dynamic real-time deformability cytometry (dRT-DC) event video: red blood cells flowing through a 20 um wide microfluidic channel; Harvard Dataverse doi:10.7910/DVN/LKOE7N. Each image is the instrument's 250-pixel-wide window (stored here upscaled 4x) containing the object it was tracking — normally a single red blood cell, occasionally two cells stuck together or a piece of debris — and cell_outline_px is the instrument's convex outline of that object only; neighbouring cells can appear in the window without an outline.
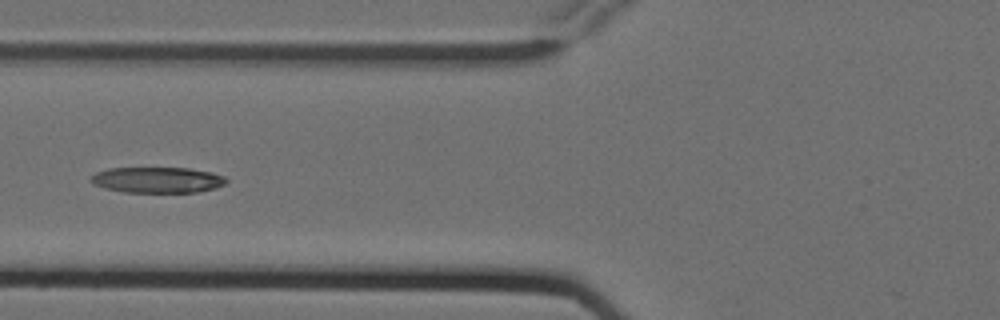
{"species": "Egyptian fruit bat (a non-hibernating species)", "species_latin": "Rousettus aegyptiacus", "temperature_condition": "cold", "stored_images_in_passage": 16, "camera_frame_rate_fps": 3000, "um_per_image_px": 0.085, "animal": {"sex": "female"}, "frame": {"image": 1, "passage_image": 7, "time_ms": 2.0, "image_size_px": [1000, 320], "cell_outline_px": [[228, 180], [224, 184], [216, 188], [196, 192], [124, 192], [104, 188], [92, 184], [88, 180], [88, 176], [96, 172], [108, 168], [188, 168], [212, 172], [224, 176]], "centroid_in_image_um": [13.33, 15.29], "position_along_channel_um": 112.5, "area_um2": 20.58}}
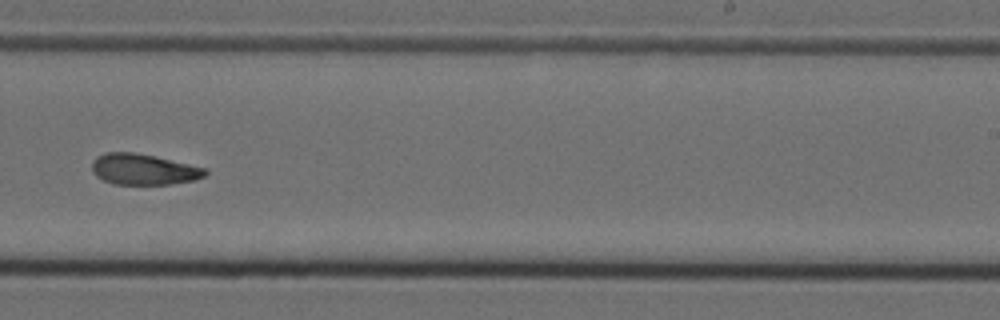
{"frame": {"image": 2, "passage_image": 11, "time_ms": 3.333, "image_size_px": [1000, 320], "cell_outline_px": [[208, 172], [204, 176], [196, 180], [168, 184], [112, 184], [96, 176], [92, 172], [92, 160], [96, 156], [104, 152], [136, 152], [208, 168]], "centroid_in_image_um": [12.19, 14.39], "position_along_channel_um": 276.8, "area_um2": 20.58}}
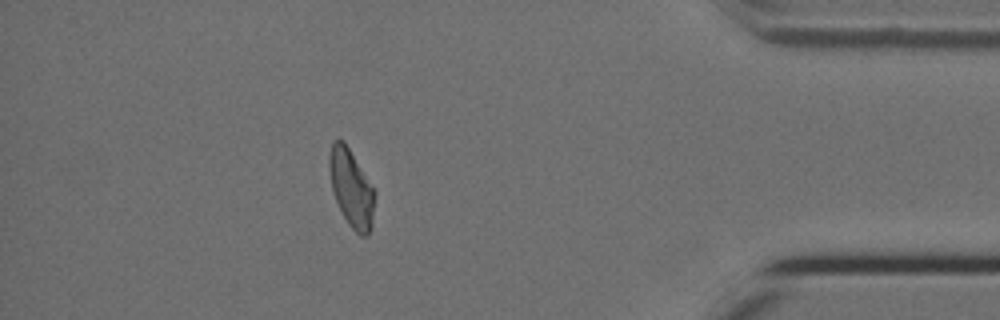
{"frame": {"image": 3, "passage_image": 15, "time_ms": 4.667, "image_size_px": [1000, 320], "cell_outline_px": [[376, 192], [372, 224], [368, 236], [360, 236], [348, 224], [336, 200], [332, 188], [328, 168], [328, 156], [332, 140], [344, 140]], "centroid_in_image_um": [29.86, 15.98], "position_along_channel_um": 405.3, "area_um2": 20.58}}